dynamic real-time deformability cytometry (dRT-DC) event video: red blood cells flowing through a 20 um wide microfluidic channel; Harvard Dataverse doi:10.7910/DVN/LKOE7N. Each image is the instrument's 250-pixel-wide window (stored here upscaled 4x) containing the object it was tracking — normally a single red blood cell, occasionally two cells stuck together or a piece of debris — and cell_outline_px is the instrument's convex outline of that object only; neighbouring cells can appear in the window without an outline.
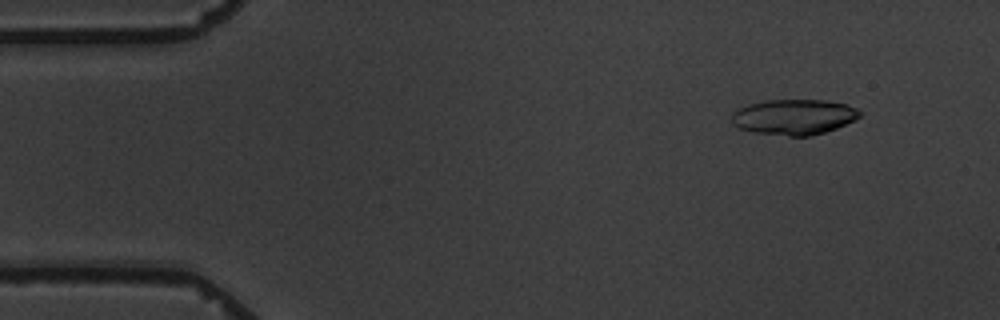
{"species": "common noctule bat (a hibernating species)", "species_latin": "Nyctalus noctula", "temperature_condition": "warm", "stored_images_in_passage": 4, "camera_frame_rate_fps": 3000, "um_per_image_px": 0.085, "animal": {"sex": "male", "body_mass_g": 19.5, "forearm_length_mm": 54.6}, "frame": {"image": 1, "passage_image": 2, "time_ms": 1.333, "image_size_px": [1000, 320], "cell_outline_px": [[860, 116], [856, 120], [836, 128], [824, 132], [808, 136], [788, 136], [752, 132], [740, 128], [732, 124], [732, 116], [740, 108], [748, 104], [764, 100], [828, 100], [848, 104], [856, 108], [860, 112]], "centroid_in_image_um": [67.51, 9.93], "position_along_channel_um": 17.5, "area_um2": 26.47}}